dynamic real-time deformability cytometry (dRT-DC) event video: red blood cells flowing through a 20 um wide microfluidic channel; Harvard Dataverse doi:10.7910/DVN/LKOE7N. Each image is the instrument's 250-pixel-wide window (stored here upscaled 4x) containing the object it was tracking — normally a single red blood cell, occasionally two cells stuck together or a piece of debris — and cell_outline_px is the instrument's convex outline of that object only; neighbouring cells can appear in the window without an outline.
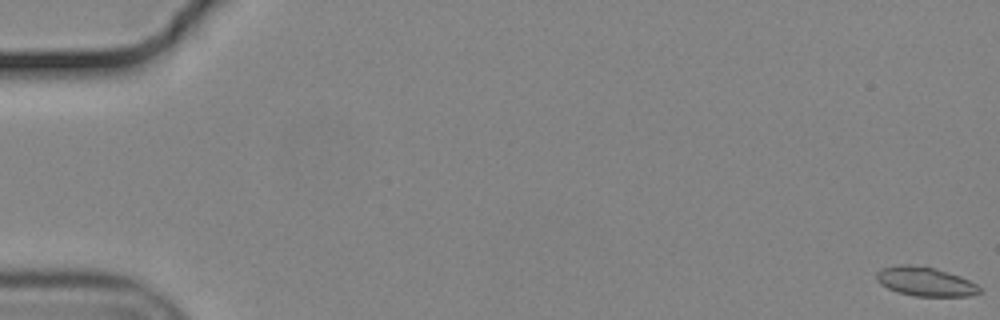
{"species": "common noctule bat (a hibernating species)", "species_latin": "Nyctalus noctula", "temperature_condition": "cold", "stored_images_in_passage": 57, "camera_frame_rate_fps": 3000, "um_per_image_px": 0.085, "animal": {"sex": "male", "body_mass_g": 19.2, "forearm_length_mm": 51.8}, "frame": {"image": 1, "passage_image": 1, "time_ms": 0.0, "image_size_px": [1000, 320], "cell_outline_px": [[984, 292], [968, 296], [916, 296], [900, 292], [888, 288], [880, 284], [876, 280], [876, 272], [880, 268], [900, 264], [908, 264], [936, 268], [960, 276], [984, 288]], "centroid_in_image_um": [78.67, 23.93], "position_along_channel_um": 6.3, "area_um2": 17.63}}
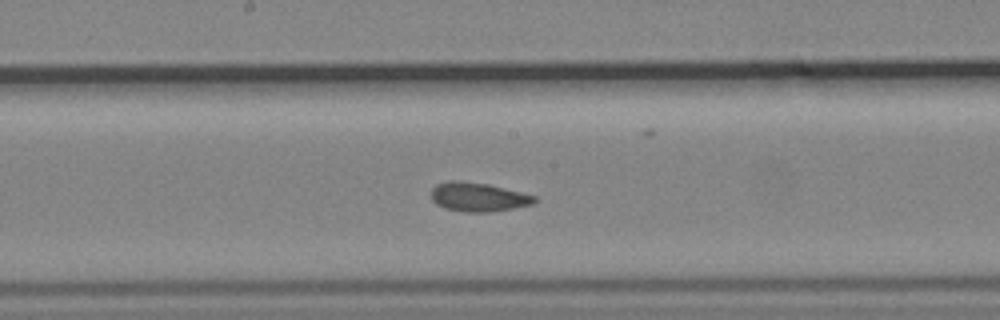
{"frame": {"image": 2, "passage_image": 31, "time_ms": 10.0, "image_size_px": [1000, 320], "cell_outline_px": [[540, 200], [532, 204], [512, 208], [488, 212], [464, 212], [444, 208], [436, 204], [432, 200], [432, 188], [436, 184], [448, 180], [460, 180], [488, 184], [536, 196]], "centroid_in_image_um": [40.63, 16.74], "position_along_channel_um": 207.6, "area_um2": 17.51}}
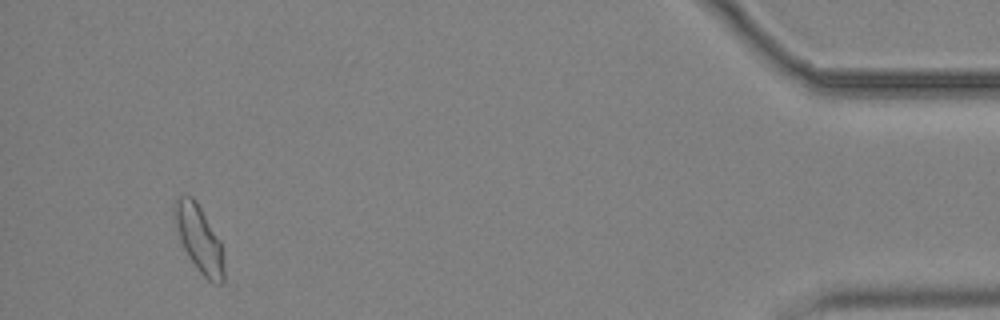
{"frame": {"image": 3, "passage_image": 54, "time_ms": 17.667, "image_size_px": [1000, 320], "cell_outline_px": [[224, 284], [216, 284], [208, 280], [200, 272], [188, 256], [180, 240], [176, 224], [172, 204], [176, 196], [192, 196], [196, 200], [220, 240], [224, 264]], "centroid_in_image_um": [16.93, 20.29], "position_along_channel_um": 418.3, "area_um2": 19.19}, "authors_computed_cell_mechanics": {"area_um2": 17.629, "velocity_mm_per_s": 3.6933, "shape_relaxation_time_tau1_ms": 9.4634, "shape_relaxation_time_tau2_ms": 1.5154, "deformation_change_tau1": 0.1333, "deformation_change_tau2": 0.0621}}